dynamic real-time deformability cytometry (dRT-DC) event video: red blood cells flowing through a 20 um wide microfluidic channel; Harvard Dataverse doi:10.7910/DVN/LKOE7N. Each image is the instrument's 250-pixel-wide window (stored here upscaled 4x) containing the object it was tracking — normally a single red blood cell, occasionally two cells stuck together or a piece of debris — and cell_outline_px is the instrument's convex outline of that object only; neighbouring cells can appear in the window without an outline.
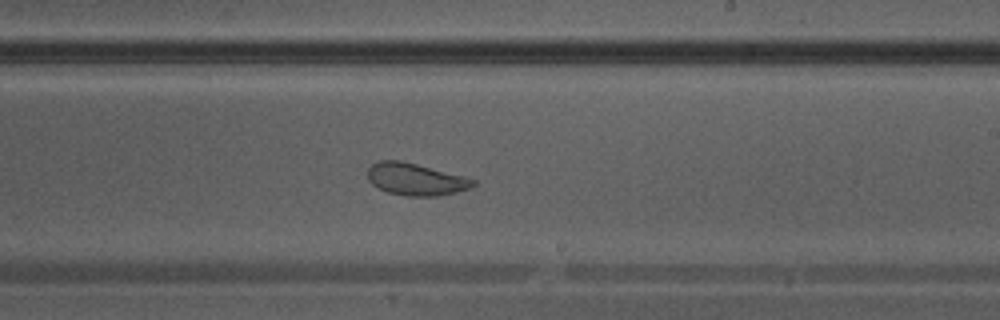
{"species": "Egyptian fruit bat (a non-hibernating species)", "species_latin": "Rousettus aegyptiacus", "temperature_condition": "warm", "stored_images_in_passage": 38, "camera_frame_rate_fps": 3000, "um_per_image_px": 0.085, "animal": {"sex": "male"}, "frame": {"image": 1, "passage_image": 22, "time_ms": 7.0, "image_size_px": [1000, 320], "cell_outline_px": [[476, 184], [472, 188], [456, 192], [436, 196], [404, 196], [388, 192], [372, 184], [368, 180], [368, 168], [372, 164], [380, 160], [400, 160], [464, 176], [476, 180]], "centroid_in_image_um": [35.34, 15.24], "position_along_channel_um": 253.7, "area_um2": 19.71}}